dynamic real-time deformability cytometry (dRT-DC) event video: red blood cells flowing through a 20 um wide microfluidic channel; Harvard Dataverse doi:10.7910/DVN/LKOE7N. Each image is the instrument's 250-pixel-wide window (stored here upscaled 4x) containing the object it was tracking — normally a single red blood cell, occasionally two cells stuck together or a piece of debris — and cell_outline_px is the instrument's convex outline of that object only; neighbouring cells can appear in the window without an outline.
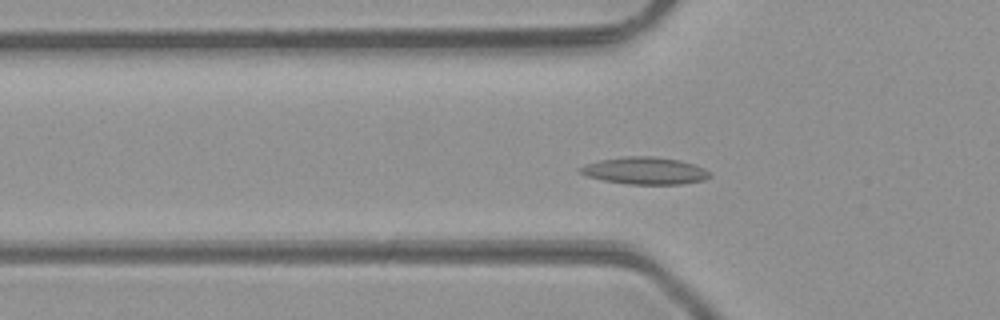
{"species": "common noctule bat (a hibernating species)", "species_latin": "Nyctalus noctula", "temperature_condition": "room temperature", "stored_images_in_passage": 35, "camera_frame_rate_fps": 3000, "um_per_image_px": 0.085, "animal": {"sex": "male", "body_mass_g": 23.1, "forearm_length_mm": 52.7}, "frame": {"image": 1, "passage_image": 2, "time_ms": 0.333, "image_size_px": [1000, 320], "cell_outline_px": [[712, 176], [704, 180], [680, 184], [628, 184], [604, 180], [588, 176], [580, 172], [576, 168], [584, 164], [600, 160], [624, 156], [652, 156], [680, 160], [704, 168], [712, 172]], "centroid_in_image_um": [54.82, 14.5], "position_along_channel_um": 71.0, "area_um2": 20.58}}
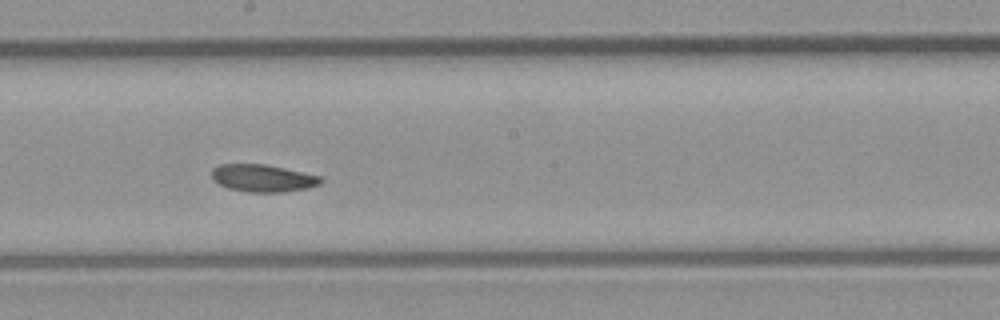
{"frame": {"image": 2, "passage_image": 13, "time_ms": 4.0, "image_size_px": [1000, 320], "cell_outline_px": [[324, 180], [320, 184], [308, 188], [284, 192], [248, 192], [228, 188], [212, 180], [212, 168], [220, 164], [264, 164], [284, 168], [320, 176]], "centroid_in_image_um": [22.33, 15.14], "position_along_channel_um": 225.9, "area_um2": 17.4}}
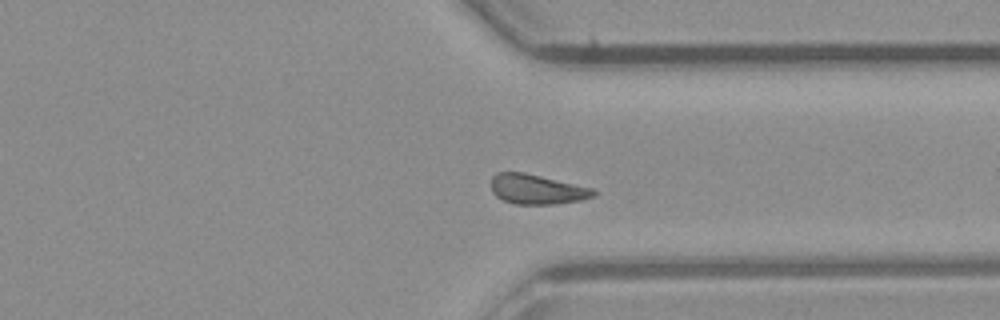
{"frame": {"image": 3, "passage_image": 23, "time_ms": 7.333, "image_size_px": [1000, 320], "cell_outline_px": [[596, 196], [580, 200], [556, 204], [516, 204], [504, 200], [496, 196], [492, 192], [492, 176], [496, 172], [524, 172], [592, 188], [596, 192]], "centroid_in_image_um": [45.63, 16.09], "position_along_channel_um": 365.8, "area_um2": 17.69}, "authors_computed_cell_mechanics": {"area_um2": 18.0336, "velocity_mm_per_s": 4.196, "shape_relaxation_time_tau1_ms": null, "shape_relaxation_time_tau2_ms": 4.4472, "deformation_change_tau1": null, "deformation_change_tau2": 0.1025}}